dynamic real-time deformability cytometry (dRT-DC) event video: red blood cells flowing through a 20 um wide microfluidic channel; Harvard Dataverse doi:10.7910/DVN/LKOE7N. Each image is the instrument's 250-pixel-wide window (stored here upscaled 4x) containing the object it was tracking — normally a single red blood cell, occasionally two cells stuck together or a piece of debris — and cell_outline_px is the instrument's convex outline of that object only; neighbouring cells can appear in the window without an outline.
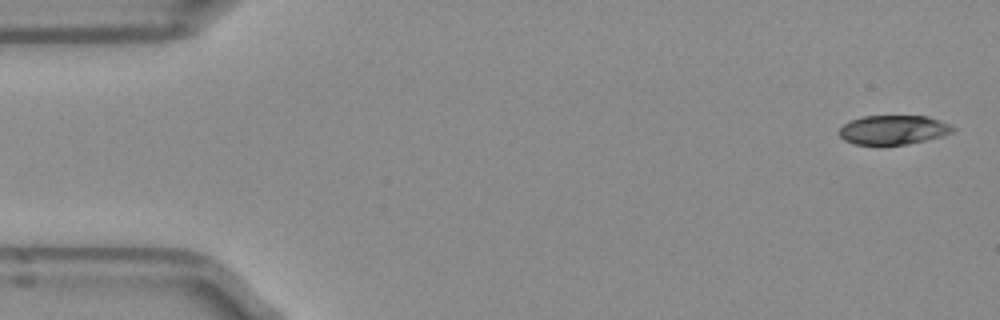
{"species": "Egyptian fruit bat (a non-hibernating species)", "species_latin": "Rousettus aegyptiacus", "temperature_condition": "room temperature", "stored_images_in_passage": 5, "camera_frame_rate_fps": 3000, "um_per_image_px": 0.085, "frame": {"image": 1, "passage_image": 1, "time_ms": 0.0, "image_size_px": [1000, 320], "cell_outline_px": [[956, 128], [952, 132], [940, 136], [908, 144], [856, 144], [844, 140], [840, 136], [840, 128], [844, 124], [852, 120], [864, 116], [928, 116], [948, 124]], "centroid_in_image_um": [75.92, 11.03], "position_along_channel_um": 9.1, "area_um2": 18.96}}